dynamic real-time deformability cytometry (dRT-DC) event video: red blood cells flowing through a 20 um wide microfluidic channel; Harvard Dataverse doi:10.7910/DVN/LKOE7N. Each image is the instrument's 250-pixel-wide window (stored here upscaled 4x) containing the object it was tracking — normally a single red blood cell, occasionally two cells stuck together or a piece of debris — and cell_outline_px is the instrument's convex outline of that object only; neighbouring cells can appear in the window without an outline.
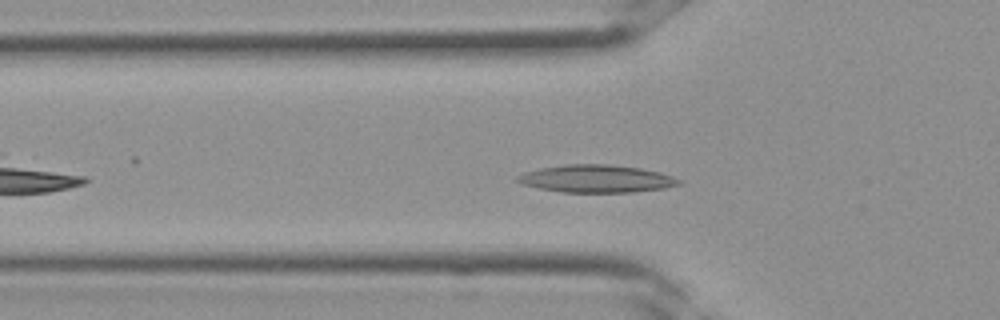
{"species": "Egyptian fruit bat (a non-hibernating species)", "species_latin": "Rousettus aegyptiacus", "temperature_condition": "room temperature", "stored_images_in_passage": 27, "camera_frame_rate_fps": 3000, "um_per_image_px": 0.085, "frame": {"image": 1, "passage_image": 5, "time_ms": 1.333, "image_size_px": [1000, 320], "cell_outline_px": [[680, 184], [664, 188], [632, 192], [564, 192], [540, 188], [524, 184], [516, 180], [516, 176], [524, 172], [540, 168], [564, 164], [608, 164], [640, 168], [672, 176], [680, 180]], "centroid_in_image_um": [50.67, 15.18], "position_along_channel_um": 75.1, "area_um2": 25.66}}
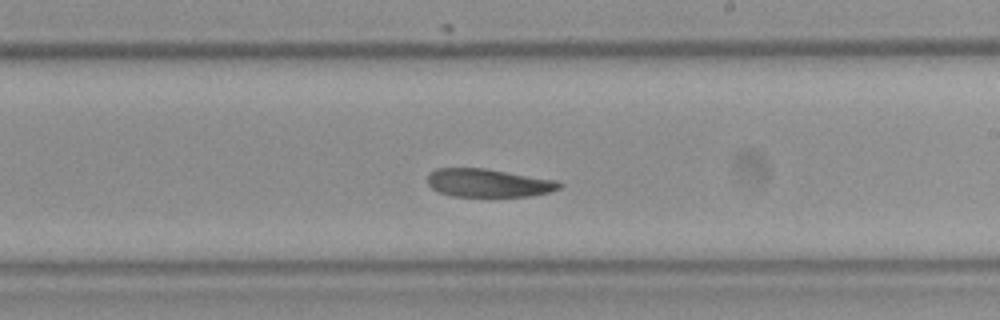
{"frame": {"image": 2, "passage_image": 14, "time_ms": 4.333, "image_size_px": [1000, 320], "cell_outline_px": [[564, 184], [560, 188], [548, 192], [532, 196], [452, 196], [440, 192], [432, 188], [428, 184], [428, 172], [436, 168], [484, 168], [556, 180]], "centroid_in_image_um": [41.5, 15.54], "position_along_channel_um": 247.5, "area_um2": 21.62}}
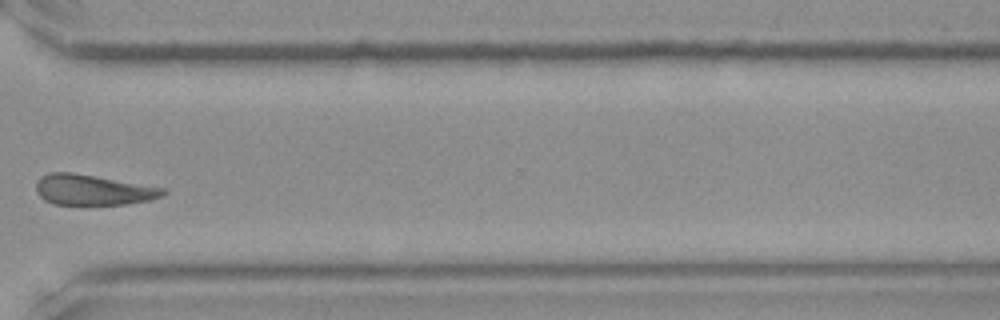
{"frame": {"image": 3, "passage_image": 20, "time_ms": 6.333, "image_size_px": [1000, 320], "cell_outline_px": [[168, 192], [164, 196], [148, 200], [124, 204], [52, 204], [44, 200], [36, 192], [36, 180], [40, 176], [48, 172], [72, 172], [168, 188]], "centroid_in_image_um": [7.9, 16.12], "position_along_channel_um": 362.7, "area_um2": 22.77}}